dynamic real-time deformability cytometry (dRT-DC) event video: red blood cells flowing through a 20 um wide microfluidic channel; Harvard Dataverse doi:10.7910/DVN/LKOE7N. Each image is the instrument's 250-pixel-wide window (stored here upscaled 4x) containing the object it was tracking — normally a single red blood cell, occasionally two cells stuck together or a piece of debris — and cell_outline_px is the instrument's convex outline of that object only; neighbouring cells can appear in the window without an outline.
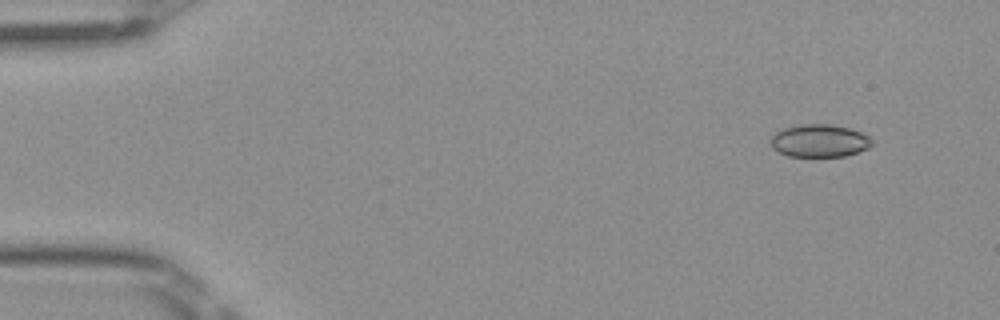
{"species": "Egyptian fruit bat (a non-hibernating species)", "species_latin": "Rousettus aegyptiacus", "temperature_condition": "room temperature", "stored_images_in_passage": 4, "camera_frame_rate_fps": 3000, "um_per_image_px": 0.085, "frame": {"image": 1, "passage_image": 1, "time_ms": 0.0, "image_size_px": [1000, 320], "cell_outline_px": [[872, 144], [868, 148], [844, 156], [788, 156], [772, 148], [772, 136], [776, 132], [784, 128], [800, 124], [828, 124], [848, 128], [860, 132], [868, 136], [872, 140]], "centroid_in_image_um": [69.65, 11.96], "position_along_channel_um": 15.4, "area_um2": 19.02}}
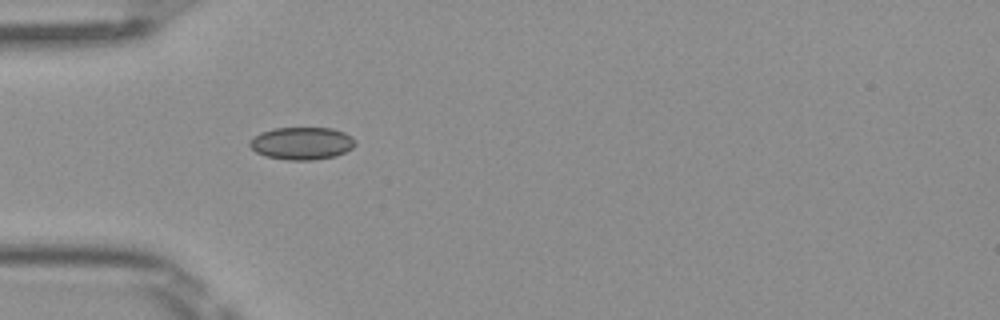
{"frame": {"image": 2, "passage_image": 4, "time_ms": 1.0, "image_size_px": [1000, 320], "cell_outline_px": [[356, 144], [352, 148], [336, 156], [312, 160], [288, 160], [264, 156], [256, 152], [248, 144], [260, 132], [272, 128], [332, 128], [344, 132], [352, 136], [356, 140]], "centroid_in_image_um": [25.68, 12.18], "position_along_channel_um": 59.3, "area_um2": 20.06}}